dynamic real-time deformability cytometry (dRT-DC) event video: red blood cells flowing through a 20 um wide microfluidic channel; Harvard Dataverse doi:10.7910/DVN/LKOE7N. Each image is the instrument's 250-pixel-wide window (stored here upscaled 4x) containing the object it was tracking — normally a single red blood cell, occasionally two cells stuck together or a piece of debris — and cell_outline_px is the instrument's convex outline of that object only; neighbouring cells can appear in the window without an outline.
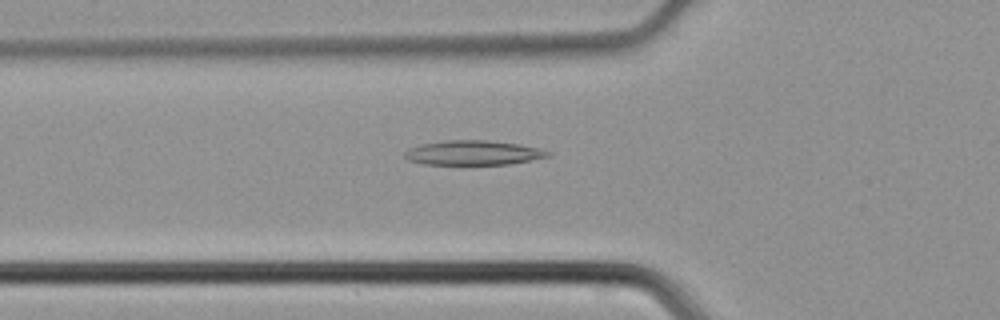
{"species": "common noctule bat (a hibernating species)", "species_latin": "Nyctalus noctula", "temperature_condition": "cold", "stored_images_in_passage": 45, "camera_frame_rate_fps": 3000, "um_per_image_px": 0.085, "animal": {"sex": "male", "body_mass_g": 21.5, "forearm_length_mm": 52.0}, "frame": {"image": 1, "passage_image": 16, "time_ms": 5.0, "image_size_px": [1000, 320], "cell_outline_px": [[552, 152], [548, 156], [508, 164], [424, 164], [408, 160], [404, 156], [404, 152], [408, 148], [420, 144], [444, 140], [484, 140], [520, 144]], "centroid_in_image_um": [40.15, 12.98], "position_along_channel_um": 85.7, "area_um2": 20.29}}
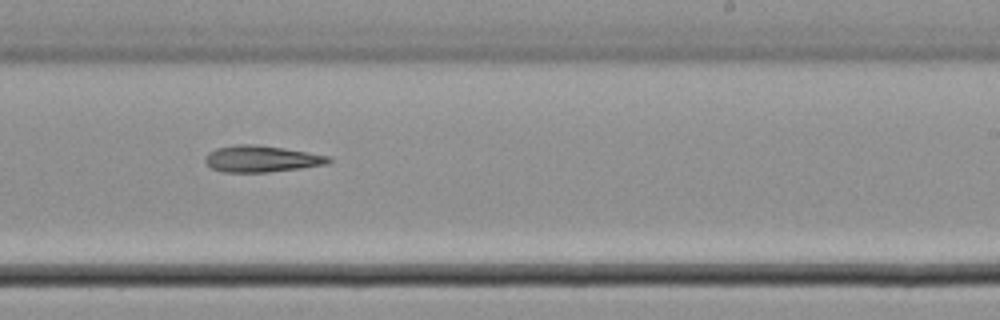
{"frame": {"image": 2, "passage_image": 28, "time_ms": 9.0, "image_size_px": [1000, 320], "cell_outline_px": [[332, 160], [328, 164], [300, 168], [268, 172], [224, 172], [212, 168], [204, 160], [204, 156], [208, 152], [216, 148], [236, 144], [256, 144], [284, 148], [332, 156]], "centroid_in_image_um": [22.24, 13.49], "position_along_channel_um": 266.8, "area_um2": 19.19}}
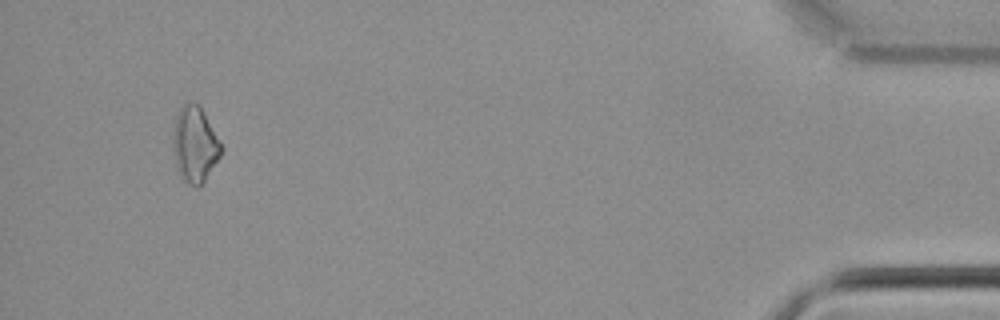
{"frame": {"image": 3, "passage_image": 43, "time_ms": 14.0, "image_size_px": [1000, 320], "cell_outline_px": [[224, 148], [220, 156], [204, 180], [196, 188], [188, 184], [184, 180], [176, 164], [176, 116], [180, 108], [184, 104], [192, 100], [200, 104]], "centroid_in_image_um": [16.63, 12.23], "position_along_channel_um": 418.6, "area_um2": 20.46}}